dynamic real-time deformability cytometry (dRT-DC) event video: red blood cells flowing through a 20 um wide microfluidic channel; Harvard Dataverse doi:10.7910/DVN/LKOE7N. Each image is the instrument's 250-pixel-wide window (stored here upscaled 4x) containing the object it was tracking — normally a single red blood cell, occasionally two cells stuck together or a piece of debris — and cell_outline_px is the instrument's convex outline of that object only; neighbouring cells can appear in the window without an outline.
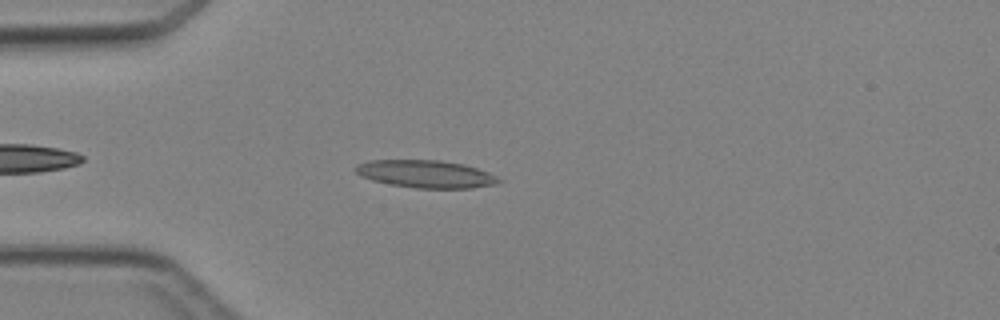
{"species": "Egyptian fruit bat (a non-hibernating species)", "species_latin": "Rousettus aegyptiacus", "temperature_condition": "cold", "stored_images_in_passage": 4, "camera_frame_rate_fps": 3000, "um_per_image_px": 0.085, "animal": {"sex": "female"}, "frame": {"image": 1, "passage_image": 4, "time_ms": 3.667, "image_size_px": [1000, 320], "cell_outline_px": [[504, 180], [496, 184], [472, 188], [416, 188], [392, 184], [372, 180], [360, 176], [356, 172], [356, 164], [368, 160], [440, 160], [464, 164], [488, 172]], "centroid_in_image_um": [36.21, 14.78], "position_along_channel_um": 48.8, "area_um2": 23.0}}